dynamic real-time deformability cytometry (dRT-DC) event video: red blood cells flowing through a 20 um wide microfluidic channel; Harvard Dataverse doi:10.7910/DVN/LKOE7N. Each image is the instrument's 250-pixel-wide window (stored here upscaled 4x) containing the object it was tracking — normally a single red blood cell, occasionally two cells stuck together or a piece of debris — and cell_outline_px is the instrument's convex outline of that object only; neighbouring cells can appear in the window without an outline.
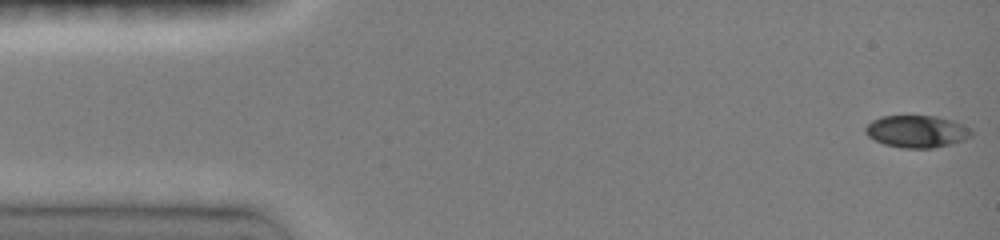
{"species": "common noctule bat (a hibernating species)", "species_latin": "Nyctalus noctula", "temperature_condition": "room temperature", "stored_images_in_passage": 25, "camera_frame_rate_fps": 3000, "um_per_image_px": 0.085, "animal": {"sex": "female", "body_mass_g": 19.0, "forearm_length_mm": 51.5}, "frame": {"image": 1, "passage_image": 1, "time_ms": 0.0, "image_size_px": [1000, 240], "cell_outline_px": [[972, 136], [964, 140], [952, 144], [932, 148], [900, 148], [884, 144], [868, 136], [864, 132], [864, 128], [872, 120], [880, 116], [936, 116], [952, 120], [968, 128], [972, 132]], "centroid_in_image_um": [77.9, 11.18], "position_along_channel_um": 7.1, "area_um2": 19.88}}
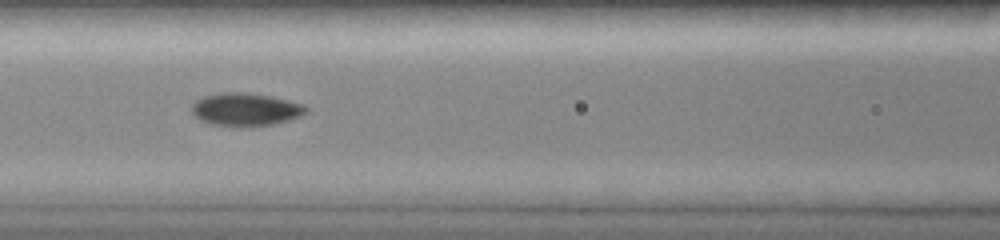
{"frame": {"image": 2, "passage_image": 10, "time_ms": 6.333, "image_size_px": [1000, 240], "cell_outline_px": [[308, 112], [300, 116], [276, 124], [252, 128], [240, 128], [212, 124], [200, 120], [192, 112], [192, 104], [196, 100], [204, 96], [224, 92], [244, 92], [272, 96], [304, 104], [308, 108]], "centroid_in_image_um": [20.91, 9.33], "position_along_channel_um": 145.7, "area_um2": 22.43}}
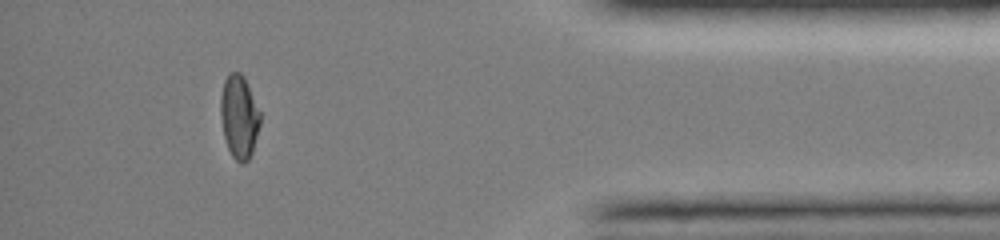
{"frame": {"image": 3, "passage_image": 23, "time_ms": 13.667, "image_size_px": [1000, 240], "cell_outline_px": [[260, 124], [252, 152], [248, 160], [244, 164], [240, 164], [232, 156], [228, 148], [224, 136], [220, 116], [220, 96], [224, 80], [228, 72], [240, 72], [244, 76], [248, 84], [260, 112]], "centroid_in_image_um": [20.31, 9.9], "position_along_channel_um": 414.9, "area_um2": 19.36}, "authors_computed_cell_mechanics": {"area_um2": 19.8832, "velocity_mm_per_s": 4.0871, "shape_relaxation_time_tau1_ms": 5.5414, "shape_relaxation_time_tau2_ms": 1.8499, "deformation_change_tau1": 0.2039, "deformation_change_tau2": 0.0415}}